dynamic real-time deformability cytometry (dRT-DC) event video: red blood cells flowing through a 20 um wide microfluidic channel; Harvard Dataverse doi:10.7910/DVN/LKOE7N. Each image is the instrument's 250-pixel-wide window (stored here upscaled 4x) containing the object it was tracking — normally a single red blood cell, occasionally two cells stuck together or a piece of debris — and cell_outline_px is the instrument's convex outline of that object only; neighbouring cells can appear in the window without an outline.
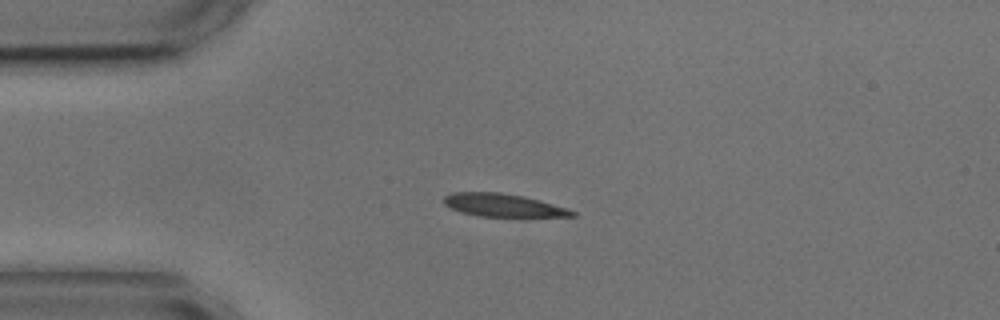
{"species": "common noctule bat (a hibernating species)", "species_latin": "Nyctalus noctula", "temperature_condition": "cold", "stored_images_in_passage": 1, "camera_frame_rate_fps": 3000, "um_per_image_px": 0.085, "animal": {"sex": "male", "body_mass_g": 17.9, "forearm_length_mm": 54.2}, "frame": {"image": 1, "passage_image": 1, "time_ms": 0.0, "image_size_px": [1000, 320], "cell_outline_px": [[576, 216], [480, 216], [460, 212], [444, 204], [444, 196], [452, 192], [500, 192], [524, 196], [568, 208], [576, 212]], "centroid_in_image_um": [42.75, 17.43], "position_along_channel_um": 42.3, "area_um2": 16.99}}